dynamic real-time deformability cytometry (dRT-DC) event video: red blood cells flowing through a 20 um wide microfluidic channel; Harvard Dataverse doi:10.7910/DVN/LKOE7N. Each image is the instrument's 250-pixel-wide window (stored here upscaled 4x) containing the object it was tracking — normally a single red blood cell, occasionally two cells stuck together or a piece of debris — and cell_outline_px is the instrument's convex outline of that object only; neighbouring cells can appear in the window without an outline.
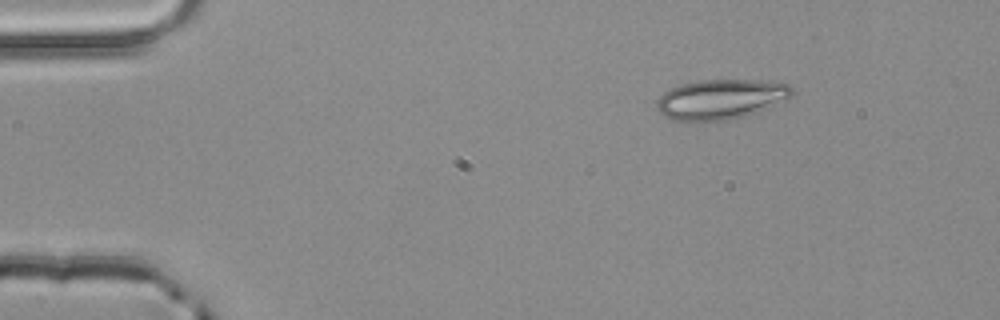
{"species": "common noctule bat (a hibernating species)", "species_latin": "Nyctalus noctula", "temperature_condition": "room temperature", "stored_images_in_passage": 2, "camera_frame_rate_fps": 3000, "um_per_image_px": 0.085, "animal": {"sex": "male", "body_mass_g": 20.4}, "frame": {"image": 1, "passage_image": 1, "time_ms": 0.0, "image_size_px": [1000, 320], "cell_outline_px": [[796, 92], [792, 96], [744, 116], [724, 120], [672, 120], [664, 116], [656, 108], [656, 100], [664, 92], [680, 84], [700, 80], [760, 80], [792, 84]], "centroid_in_image_um": [61.26, 8.41], "position_along_channel_um": 23.7, "area_um2": 31.15}}